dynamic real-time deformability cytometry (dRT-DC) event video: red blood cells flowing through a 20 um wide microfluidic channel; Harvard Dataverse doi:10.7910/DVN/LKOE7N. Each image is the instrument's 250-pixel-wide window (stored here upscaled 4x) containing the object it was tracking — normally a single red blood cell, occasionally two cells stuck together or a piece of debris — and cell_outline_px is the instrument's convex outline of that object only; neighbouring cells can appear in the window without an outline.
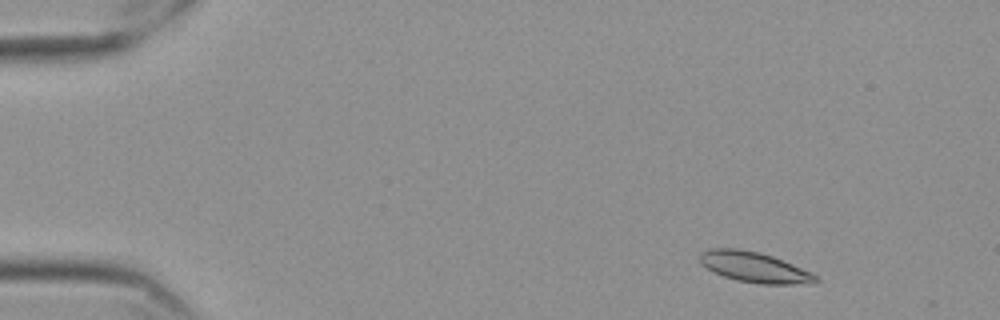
{"species": "Egyptian fruit bat (a non-hibernating species)", "species_latin": "Rousettus aegyptiacus", "temperature_condition": "cold", "stored_images_in_passage": 14, "camera_frame_rate_fps": 3000, "um_per_image_px": 0.085, "frame": {"image": 1, "passage_image": 2, "time_ms": 0.333, "image_size_px": [1000, 320], "cell_outline_px": [[820, 280], [816, 284], [760, 284], [736, 280], [724, 276], [700, 264], [700, 252], [708, 248], [740, 248], [772, 256], [812, 272]], "centroid_in_image_um": [64.15, 22.72], "position_along_channel_um": 20.9, "area_um2": 20.58}}